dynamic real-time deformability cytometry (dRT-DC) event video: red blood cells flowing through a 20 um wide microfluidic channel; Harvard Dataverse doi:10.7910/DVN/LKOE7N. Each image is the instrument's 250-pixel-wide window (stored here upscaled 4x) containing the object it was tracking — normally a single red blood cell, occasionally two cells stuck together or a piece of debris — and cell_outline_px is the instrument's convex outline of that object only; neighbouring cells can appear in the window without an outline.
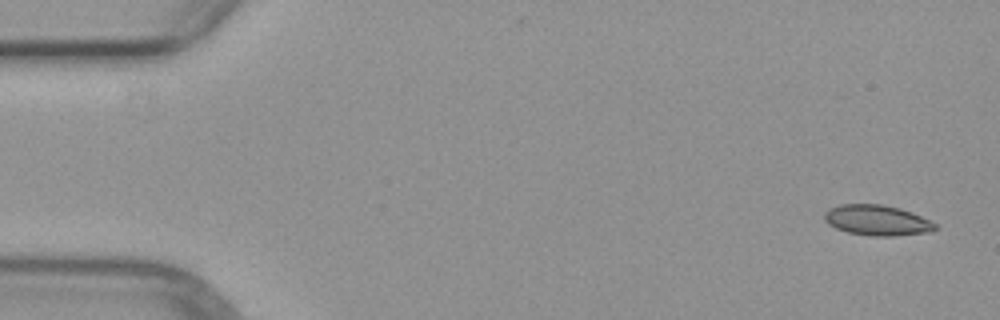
{"species": "common noctule bat (a hibernating species)", "species_latin": "Nyctalus noctula", "temperature_condition": "warm", "stored_images_in_passage": 3, "camera_frame_rate_fps": 3000, "um_per_image_px": 0.085, "animal": {"sex": "female", "body_mass_g": 29.2, "forearm_length_mm": 56.3}, "frame": {"image": 1, "passage_image": 1, "time_ms": 0.0, "image_size_px": [1000, 320], "cell_outline_px": [[936, 228], [932, 232], [892, 236], [872, 236], [848, 232], [836, 228], [828, 224], [824, 220], [824, 212], [828, 208], [840, 204], [880, 204], [900, 208], [912, 212], [936, 224]], "centroid_in_image_um": [74.52, 18.72], "position_along_channel_um": 10.5, "area_um2": 19.71}}